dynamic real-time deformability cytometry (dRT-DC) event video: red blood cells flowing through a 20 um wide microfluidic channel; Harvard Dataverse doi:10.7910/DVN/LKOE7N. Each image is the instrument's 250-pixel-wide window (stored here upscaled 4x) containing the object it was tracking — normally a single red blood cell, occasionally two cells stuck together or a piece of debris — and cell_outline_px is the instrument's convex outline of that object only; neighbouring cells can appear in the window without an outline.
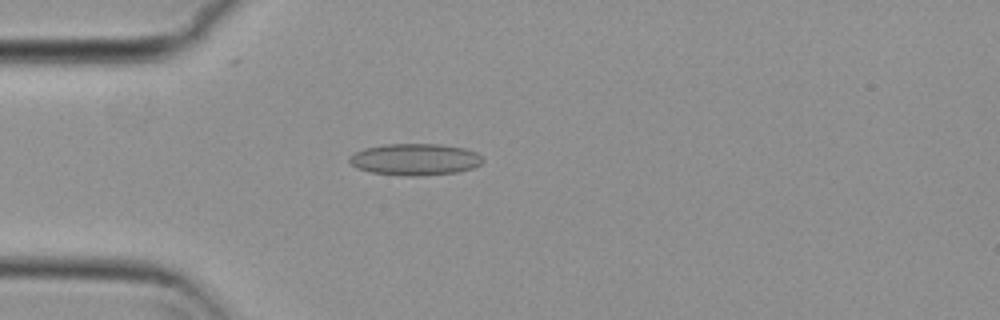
{"species": "common noctule bat (a hibernating species)", "species_latin": "Nyctalus noctula", "temperature_condition": "cold", "stored_images_in_passage": 44, "camera_frame_rate_fps": 3000, "um_per_image_px": 0.085, "animal": {"sex": "female", "body_mass_g": 29.2, "forearm_length_mm": 56.3}, "frame": {"image": 1, "passage_image": 4, "time_ms": 1.0, "image_size_px": [1000, 320], "cell_outline_px": [[484, 160], [480, 164], [472, 168], [456, 172], [416, 176], [404, 176], [372, 172], [356, 168], [348, 160], [348, 156], [364, 148], [384, 144], [440, 144], [464, 148], [476, 152]], "centroid_in_image_um": [35.25, 13.54], "position_along_channel_um": 49.7, "area_um2": 24.57}}
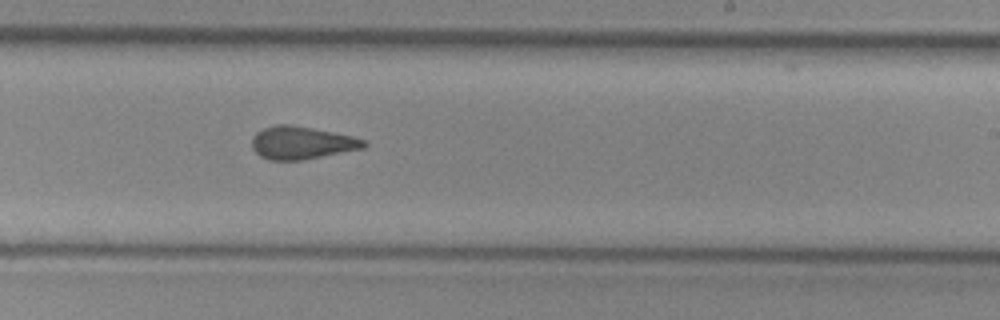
{"frame": {"image": 2, "passage_image": 22, "time_ms": 7.0, "image_size_px": [1000, 320], "cell_outline_px": [[368, 144], [364, 148], [304, 160], [268, 160], [260, 156], [252, 148], [252, 136], [256, 132], [264, 128], [276, 124], [288, 124], [312, 128], [352, 136], [364, 140]], "centroid_in_image_um": [25.62, 12.14], "position_along_channel_um": 263.4, "area_um2": 21.39}}
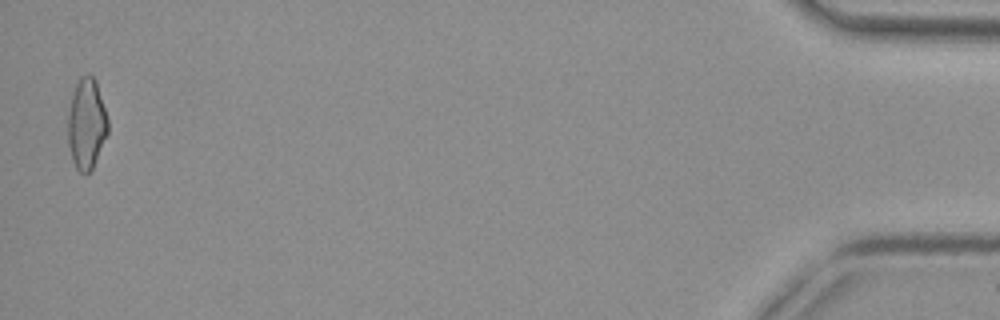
{"frame": {"image": 3, "passage_image": 43, "time_ms": 14.0, "image_size_px": [1000, 320], "cell_outline_px": [[108, 132], [92, 168], [88, 172], [80, 172], [76, 168], [72, 160], [68, 144], [68, 112], [72, 96], [76, 84], [80, 76], [88, 72], [96, 80], [108, 120]], "centroid_in_image_um": [7.35, 10.49], "position_along_channel_um": 427.9, "area_um2": 20.98}, "authors_computed_cell_mechanics": {"area_um2": 21.5016, "velocity_mm_per_s": 3.7524, "shape_relaxation_time_tau1_ms": null, "shape_relaxation_time_tau2_ms": 1.8888, "deformation_change_tau1": null, "deformation_change_tau2": 0.0956}}